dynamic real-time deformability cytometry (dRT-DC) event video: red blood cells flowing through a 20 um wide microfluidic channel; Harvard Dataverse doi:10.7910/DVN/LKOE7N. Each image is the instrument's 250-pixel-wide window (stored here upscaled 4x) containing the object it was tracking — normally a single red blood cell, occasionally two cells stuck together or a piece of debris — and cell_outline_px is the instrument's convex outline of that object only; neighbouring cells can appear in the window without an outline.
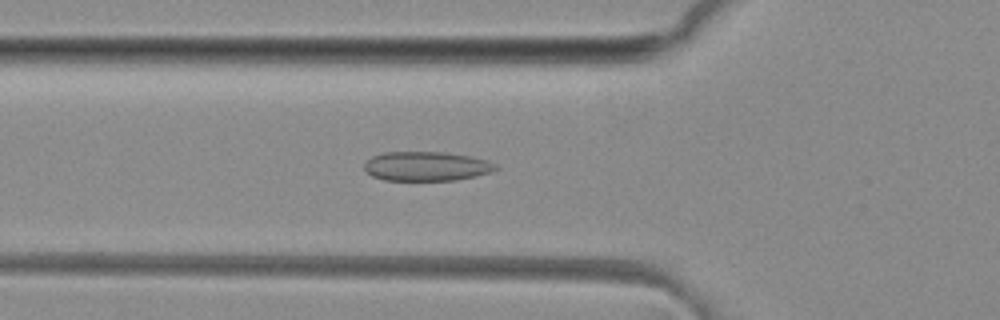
{"species": "common noctule bat (a hibernating species)", "species_latin": "Nyctalus noctula", "temperature_condition": "room temperature", "stored_images_in_passage": 49, "camera_frame_rate_fps": 3000, "um_per_image_px": 0.085, "animal": {"sex": "female", "body_mass_g": 29.2, "forearm_length_mm": 56.3}, "frame": {"image": 1, "passage_image": 17, "time_ms": 5.333, "image_size_px": [1000, 320], "cell_outline_px": [[500, 168], [492, 172], [476, 176], [456, 180], [384, 180], [372, 176], [364, 168], [364, 164], [372, 156], [384, 152], [448, 152], [488, 160], [496, 164]], "centroid_in_image_um": [36.28, 14.13], "position_along_channel_um": 89.5, "area_um2": 22.54}}
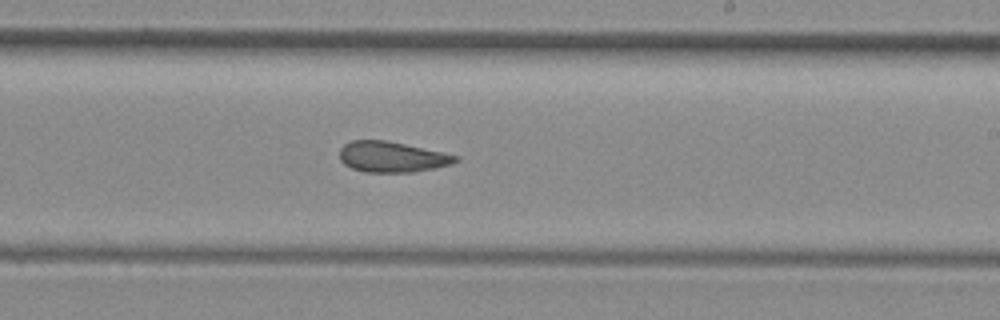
{"frame": {"image": 2, "passage_image": 29, "time_ms": 9.333, "image_size_px": [1000, 320], "cell_outline_px": [[460, 160], [452, 164], [436, 168], [412, 172], [364, 172], [352, 168], [344, 164], [340, 160], [340, 148], [344, 144], [352, 140], [388, 140], [444, 152], [460, 156]], "centroid_in_image_um": [33.35, 13.33], "position_along_channel_um": 255.7, "area_um2": 20.98}}
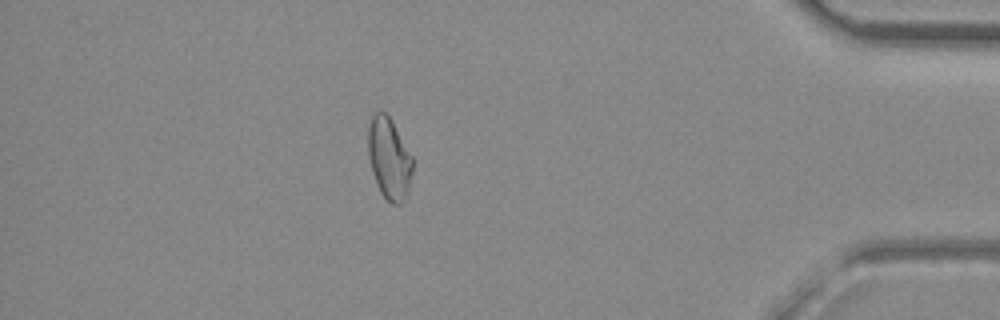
{"frame": {"image": 3, "passage_image": 43, "time_ms": 14.0, "image_size_px": [1000, 320], "cell_outline_px": [[412, 172], [408, 196], [400, 204], [392, 204], [380, 192], [376, 184], [372, 172], [368, 156], [368, 128], [372, 116], [376, 112], [384, 112], [392, 120], [412, 156]], "centroid_in_image_um": [33.08, 13.5], "position_along_channel_um": 402.1, "area_um2": 21.21}, "authors_computed_cell_mechanics": {"area_um2": 22.0218, "velocity_mm_per_s": 4.1542, "shape_relaxation_time_tau1_ms": null, "shape_relaxation_time_tau2_ms": 3.2977, "deformation_change_tau1": null, "deformation_change_tau2": 0.0872}}